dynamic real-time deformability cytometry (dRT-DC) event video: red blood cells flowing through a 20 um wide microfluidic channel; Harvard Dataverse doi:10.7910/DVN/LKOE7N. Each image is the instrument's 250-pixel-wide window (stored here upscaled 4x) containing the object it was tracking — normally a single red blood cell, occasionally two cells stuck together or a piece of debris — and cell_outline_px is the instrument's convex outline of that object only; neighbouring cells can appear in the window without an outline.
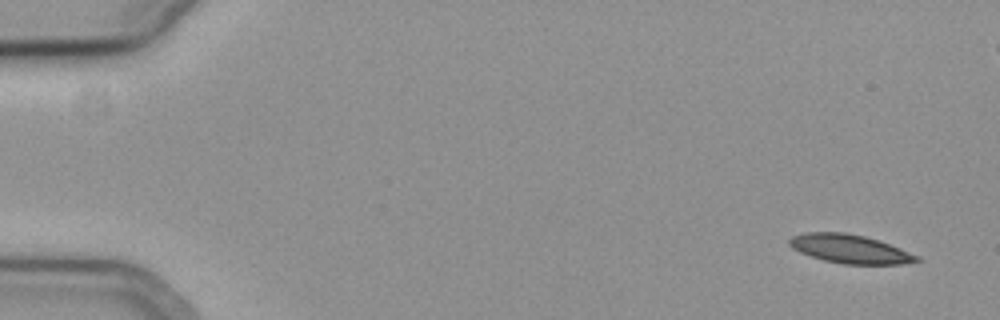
{"species": "common noctule bat (a hibernating species)", "species_latin": "Nyctalus noctula", "temperature_condition": "cold", "stored_images_in_passage": 4, "camera_frame_rate_fps": 3000, "um_per_image_px": 0.085, "animal": {"sex": "female", "body_mass_g": 19.3, "forearm_length_mm": 54.1}, "frame": {"image": 1, "passage_image": 1, "time_ms": 0.0, "image_size_px": [1000, 320], "cell_outline_px": [[920, 260], [900, 264], [844, 264], [824, 260], [800, 252], [792, 248], [788, 244], [788, 240], [792, 236], [804, 232], [844, 232], [864, 236], [888, 244], [920, 256]], "centroid_in_image_um": [72.2, 21.15], "position_along_channel_um": 12.8, "area_um2": 21.04}}